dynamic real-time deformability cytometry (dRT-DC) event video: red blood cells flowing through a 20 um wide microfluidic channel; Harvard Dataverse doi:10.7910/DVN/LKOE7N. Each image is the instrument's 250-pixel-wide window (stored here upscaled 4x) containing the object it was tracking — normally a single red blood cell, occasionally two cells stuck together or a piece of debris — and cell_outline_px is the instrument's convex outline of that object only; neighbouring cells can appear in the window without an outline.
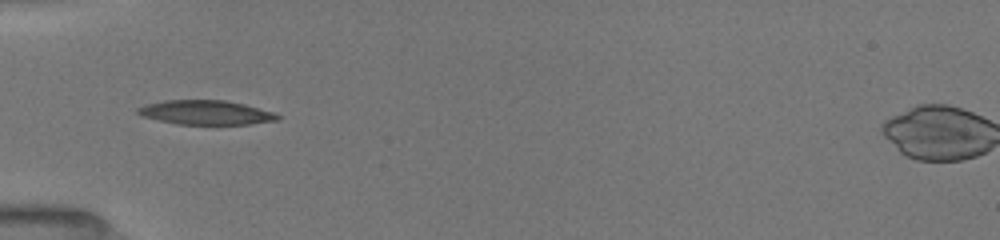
{"species": "common noctule bat (a hibernating species)", "species_latin": "Nyctalus noctula", "temperature_condition": "room temperature", "stored_images_in_passage": 55, "camera_frame_rate_fps": 3000, "um_per_image_px": 0.085, "animal": {"sex": "female", "body_mass_g": 19.5, "forearm_length_mm": 54.1}, "frame": {"image": 1, "passage_image": 1, "time_ms": 0.0, "image_size_px": [1000, 240], "cell_outline_px": [[280, 120], [248, 124], [176, 124], [140, 116], [136, 112], [136, 108], [144, 104], [164, 100], [224, 100], [244, 104], [272, 112], [280, 116]], "centroid_in_image_um": [17.43, 9.56], "position_along_channel_um": 67.6, "area_um2": 19.83}}
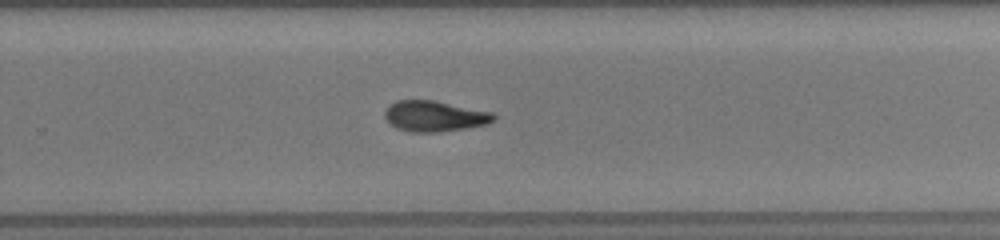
{"frame": {"image": 2, "passage_image": 26, "time_ms": 5.667, "image_size_px": [1000, 240], "cell_outline_px": [[496, 120], [488, 124], [464, 128], [436, 132], [408, 132], [396, 128], [384, 116], [384, 112], [388, 104], [396, 100], [432, 100], [492, 112], [496, 116]], "centroid_in_image_um": [36.92, 9.87], "position_along_channel_um": 292.9, "area_um2": 19.48}}
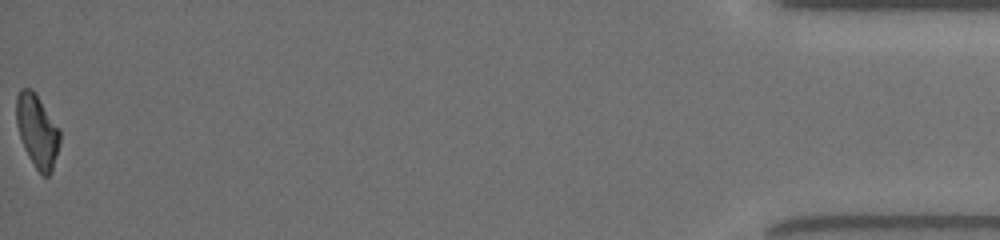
{"frame": {"image": 3, "passage_image": 55, "time_ms": 11.333, "image_size_px": [1000, 240], "cell_outline_px": [[60, 144], [52, 172], [48, 176], [44, 176], [36, 168], [28, 156], [24, 148], [16, 124], [16, 96], [20, 88], [32, 88], [36, 92], [60, 128]], "centroid_in_image_um": [3.17, 11.09], "position_along_channel_um": 432.0, "area_um2": 18.84}, "authors_computed_cell_mechanics": {"area_um2": 19.4786, "velocity_mm_per_s": 4.016, "shape_relaxation_time_tau1_ms": 3.8397, "shape_relaxation_time_tau2_ms": 5.1198, "deformation_change_tau1": 0.146, "deformation_change_tau2": 0.1246}}